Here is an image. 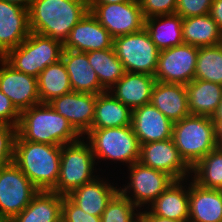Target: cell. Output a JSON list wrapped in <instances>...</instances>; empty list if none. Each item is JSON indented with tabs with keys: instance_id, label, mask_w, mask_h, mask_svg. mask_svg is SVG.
Returning <instances> with one entry per match:
<instances>
[{
	"instance_id": "obj_46",
	"label": "cell",
	"mask_w": 222,
	"mask_h": 222,
	"mask_svg": "<svg viewBox=\"0 0 222 222\" xmlns=\"http://www.w3.org/2000/svg\"><path fill=\"white\" fill-rule=\"evenodd\" d=\"M0 222H10V220L0 216Z\"/></svg>"
},
{
	"instance_id": "obj_10",
	"label": "cell",
	"mask_w": 222,
	"mask_h": 222,
	"mask_svg": "<svg viewBox=\"0 0 222 222\" xmlns=\"http://www.w3.org/2000/svg\"><path fill=\"white\" fill-rule=\"evenodd\" d=\"M89 11L114 39L144 28L145 18L139 0L122 3H88Z\"/></svg>"
},
{
	"instance_id": "obj_11",
	"label": "cell",
	"mask_w": 222,
	"mask_h": 222,
	"mask_svg": "<svg viewBox=\"0 0 222 222\" xmlns=\"http://www.w3.org/2000/svg\"><path fill=\"white\" fill-rule=\"evenodd\" d=\"M39 190L11 162L0 168V216L11 220L21 213Z\"/></svg>"
},
{
	"instance_id": "obj_45",
	"label": "cell",
	"mask_w": 222,
	"mask_h": 222,
	"mask_svg": "<svg viewBox=\"0 0 222 222\" xmlns=\"http://www.w3.org/2000/svg\"><path fill=\"white\" fill-rule=\"evenodd\" d=\"M218 142L222 146V126L218 129Z\"/></svg>"
},
{
	"instance_id": "obj_25",
	"label": "cell",
	"mask_w": 222,
	"mask_h": 222,
	"mask_svg": "<svg viewBox=\"0 0 222 222\" xmlns=\"http://www.w3.org/2000/svg\"><path fill=\"white\" fill-rule=\"evenodd\" d=\"M63 196L54 191H38L29 205L10 222H61Z\"/></svg>"
},
{
	"instance_id": "obj_41",
	"label": "cell",
	"mask_w": 222,
	"mask_h": 222,
	"mask_svg": "<svg viewBox=\"0 0 222 222\" xmlns=\"http://www.w3.org/2000/svg\"><path fill=\"white\" fill-rule=\"evenodd\" d=\"M140 222H182L153 215L149 209L140 211Z\"/></svg>"
},
{
	"instance_id": "obj_26",
	"label": "cell",
	"mask_w": 222,
	"mask_h": 222,
	"mask_svg": "<svg viewBox=\"0 0 222 222\" xmlns=\"http://www.w3.org/2000/svg\"><path fill=\"white\" fill-rule=\"evenodd\" d=\"M132 110L117 100L110 91L97 94L91 129L131 125Z\"/></svg>"
},
{
	"instance_id": "obj_44",
	"label": "cell",
	"mask_w": 222,
	"mask_h": 222,
	"mask_svg": "<svg viewBox=\"0 0 222 222\" xmlns=\"http://www.w3.org/2000/svg\"><path fill=\"white\" fill-rule=\"evenodd\" d=\"M131 0H88V3H104V4H113V3H122L128 2Z\"/></svg>"
},
{
	"instance_id": "obj_8",
	"label": "cell",
	"mask_w": 222,
	"mask_h": 222,
	"mask_svg": "<svg viewBox=\"0 0 222 222\" xmlns=\"http://www.w3.org/2000/svg\"><path fill=\"white\" fill-rule=\"evenodd\" d=\"M113 48L126 72L154 76L160 51L145 28L114 38Z\"/></svg>"
},
{
	"instance_id": "obj_30",
	"label": "cell",
	"mask_w": 222,
	"mask_h": 222,
	"mask_svg": "<svg viewBox=\"0 0 222 222\" xmlns=\"http://www.w3.org/2000/svg\"><path fill=\"white\" fill-rule=\"evenodd\" d=\"M37 84L41 103H49L72 91L69 75L62 59L41 71L37 77Z\"/></svg>"
},
{
	"instance_id": "obj_39",
	"label": "cell",
	"mask_w": 222,
	"mask_h": 222,
	"mask_svg": "<svg viewBox=\"0 0 222 222\" xmlns=\"http://www.w3.org/2000/svg\"><path fill=\"white\" fill-rule=\"evenodd\" d=\"M19 121L20 112L9 97L0 90V123L17 127Z\"/></svg>"
},
{
	"instance_id": "obj_12",
	"label": "cell",
	"mask_w": 222,
	"mask_h": 222,
	"mask_svg": "<svg viewBox=\"0 0 222 222\" xmlns=\"http://www.w3.org/2000/svg\"><path fill=\"white\" fill-rule=\"evenodd\" d=\"M199 47L182 43L159 52L156 81L187 85L194 80Z\"/></svg>"
},
{
	"instance_id": "obj_40",
	"label": "cell",
	"mask_w": 222,
	"mask_h": 222,
	"mask_svg": "<svg viewBox=\"0 0 222 222\" xmlns=\"http://www.w3.org/2000/svg\"><path fill=\"white\" fill-rule=\"evenodd\" d=\"M210 15L222 30V0H213Z\"/></svg>"
},
{
	"instance_id": "obj_22",
	"label": "cell",
	"mask_w": 222,
	"mask_h": 222,
	"mask_svg": "<svg viewBox=\"0 0 222 222\" xmlns=\"http://www.w3.org/2000/svg\"><path fill=\"white\" fill-rule=\"evenodd\" d=\"M150 103L173 123L191 115L186 87L183 84L156 81Z\"/></svg>"
},
{
	"instance_id": "obj_32",
	"label": "cell",
	"mask_w": 222,
	"mask_h": 222,
	"mask_svg": "<svg viewBox=\"0 0 222 222\" xmlns=\"http://www.w3.org/2000/svg\"><path fill=\"white\" fill-rule=\"evenodd\" d=\"M191 180L206 189L222 190V146L211 150L191 168Z\"/></svg>"
},
{
	"instance_id": "obj_17",
	"label": "cell",
	"mask_w": 222,
	"mask_h": 222,
	"mask_svg": "<svg viewBox=\"0 0 222 222\" xmlns=\"http://www.w3.org/2000/svg\"><path fill=\"white\" fill-rule=\"evenodd\" d=\"M173 124L151 103L132 110L131 126L140 144L172 138Z\"/></svg>"
},
{
	"instance_id": "obj_4",
	"label": "cell",
	"mask_w": 222,
	"mask_h": 222,
	"mask_svg": "<svg viewBox=\"0 0 222 222\" xmlns=\"http://www.w3.org/2000/svg\"><path fill=\"white\" fill-rule=\"evenodd\" d=\"M172 139L190 168L219 146L218 129L208 116L189 115L174 122Z\"/></svg>"
},
{
	"instance_id": "obj_31",
	"label": "cell",
	"mask_w": 222,
	"mask_h": 222,
	"mask_svg": "<svg viewBox=\"0 0 222 222\" xmlns=\"http://www.w3.org/2000/svg\"><path fill=\"white\" fill-rule=\"evenodd\" d=\"M87 56L90 65L96 72L100 85L106 91H109L126 72L113 47L87 52Z\"/></svg>"
},
{
	"instance_id": "obj_38",
	"label": "cell",
	"mask_w": 222,
	"mask_h": 222,
	"mask_svg": "<svg viewBox=\"0 0 222 222\" xmlns=\"http://www.w3.org/2000/svg\"><path fill=\"white\" fill-rule=\"evenodd\" d=\"M61 222H101V217L84 213L67 196H63Z\"/></svg>"
},
{
	"instance_id": "obj_14",
	"label": "cell",
	"mask_w": 222,
	"mask_h": 222,
	"mask_svg": "<svg viewBox=\"0 0 222 222\" xmlns=\"http://www.w3.org/2000/svg\"><path fill=\"white\" fill-rule=\"evenodd\" d=\"M0 65V90L20 113L41 103L36 77L16 70L3 57Z\"/></svg>"
},
{
	"instance_id": "obj_16",
	"label": "cell",
	"mask_w": 222,
	"mask_h": 222,
	"mask_svg": "<svg viewBox=\"0 0 222 222\" xmlns=\"http://www.w3.org/2000/svg\"><path fill=\"white\" fill-rule=\"evenodd\" d=\"M112 47L113 38L110 33L90 11L71 29L63 44V49L86 53Z\"/></svg>"
},
{
	"instance_id": "obj_7",
	"label": "cell",
	"mask_w": 222,
	"mask_h": 222,
	"mask_svg": "<svg viewBox=\"0 0 222 222\" xmlns=\"http://www.w3.org/2000/svg\"><path fill=\"white\" fill-rule=\"evenodd\" d=\"M85 136L96 161L97 159L120 161V163H126L128 167L139 161L141 144L131 125L90 129Z\"/></svg>"
},
{
	"instance_id": "obj_33",
	"label": "cell",
	"mask_w": 222,
	"mask_h": 222,
	"mask_svg": "<svg viewBox=\"0 0 222 222\" xmlns=\"http://www.w3.org/2000/svg\"><path fill=\"white\" fill-rule=\"evenodd\" d=\"M194 79L222 85V44L199 47Z\"/></svg>"
},
{
	"instance_id": "obj_5",
	"label": "cell",
	"mask_w": 222,
	"mask_h": 222,
	"mask_svg": "<svg viewBox=\"0 0 222 222\" xmlns=\"http://www.w3.org/2000/svg\"><path fill=\"white\" fill-rule=\"evenodd\" d=\"M95 164L92 148L89 142H84V136L61 146L59 178L52 191L67 196L83 184L91 182L97 177L93 175Z\"/></svg>"
},
{
	"instance_id": "obj_28",
	"label": "cell",
	"mask_w": 222,
	"mask_h": 222,
	"mask_svg": "<svg viewBox=\"0 0 222 222\" xmlns=\"http://www.w3.org/2000/svg\"><path fill=\"white\" fill-rule=\"evenodd\" d=\"M191 115L211 117L222 97V85L194 79L185 85Z\"/></svg>"
},
{
	"instance_id": "obj_36",
	"label": "cell",
	"mask_w": 222,
	"mask_h": 222,
	"mask_svg": "<svg viewBox=\"0 0 222 222\" xmlns=\"http://www.w3.org/2000/svg\"><path fill=\"white\" fill-rule=\"evenodd\" d=\"M213 0H177L175 13L182 18L210 14Z\"/></svg>"
},
{
	"instance_id": "obj_1",
	"label": "cell",
	"mask_w": 222,
	"mask_h": 222,
	"mask_svg": "<svg viewBox=\"0 0 222 222\" xmlns=\"http://www.w3.org/2000/svg\"><path fill=\"white\" fill-rule=\"evenodd\" d=\"M88 11V0H33L30 31L64 44L71 29Z\"/></svg>"
},
{
	"instance_id": "obj_15",
	"label": "cell",
	"mask_w": 222,
	"mask_h": 222,
	"mask_svg": "<svg viewBox=\"0 0 222 222\" xmlns=\"http://www.w3.org/2000/svg\"><path fill=\"white\" fill-rule=\"evenodd\" d=\"M96 96L92 93L71 91L53 99L48 104L83 136L92 126Z\"/></svg>"
},
{
	"instance_id": "obj_23",
	"label": "cell",
	"mask_w": 222,
	"mask_h": 222,
	"mask_svg": "<svg viewBox=\"0 0 222 222\" xmlns=\"http://www.w3.org/2000/svg\"><path fill=\"white\" fill-rule=\"evenodd\" d=\"M184 181L175 180L147 207L149 211L163 218L189 222V186Z\"/></svg>"
},
{
	"instance_id": "obj_34",
	"label": "cell",
	"mask_w": 222,
	"mask_h": 222,
	"mask_svg": "<svg viewBox=\"0 0 222 222\" xmlns=\"http://www.w3.org/2000/svg\"><path fill=\"white\" fill-rule=\"evenodd\" d=\"M137 209L127 197L118 191L103 211L101 222H140V211Z\"/></svg>"
},
{
	"instance_id": "obj_37",
	"label": "cell",
	"mask_w": 222,
	"mask_h": 222,
	"mask_svg": "<svg viewBox=\"0 0 222 222\" xmlns=\"http://www.w3.org/2000/svg\"><path fill=\"white\" fill-rule=\"evenodd\" d=\"M144 18L174 14L177 0H139Z\"/></svg>"
},
{
	"instance_id": "obj_9",
	"label": "cell",
	"mask_w": 222,
	"mask_h": 222,
	"mask_svg": "<svg viewBox=\"0 0 222 222\" xmlns=\"http://www.w3.org/2000/svg\"><path fill=\"white\" fill-rule=\"evenodd\" d=\"M128 169L130 181L124 188L120 187L119 191L139 210L142 206L147 209V206L175 181L167 173L144 166L139 161L130 165Z\"/></svg>"
},
{
	"instance_id": "obj_6",
	"label": "cell",
	"mask_w": 222,
	"mask_h": 222,
	"mask_svg": "<svg viewBox=\"0 0 222 222\" xmlns=\"http://www.w3.org/2000/svg\"><path fill=\"white\" fill-rule=\"evenodd\" d=\"M62 52L61 42L30 32L20 45L10 49L3 58L16 70L37 78L48 65L61 60Z\"/></svg>"
},
{
	"instance_id": "obj_35",
	"label": "cell",
	"mask_w": 222,
	"mask_h": 222,
	"mask_svg": "<svg viewBox=\"0 0 222 222\" xmlns=\"http://www.w3.org/2000/svg\"><path fill=\"white\" fill-rule=\"evenodd\" d=\"M17 127L0 123V168L14 160V141Z\"/></svg>"
},
{
	"instance_id": "obj_13",
	"label": "cell",
	"mask_w": 222,
	"mask_h": 222,
	"mask_svg": "<svg viewBox=\"0 0 222 222\" xmlns=\"http://www.w3.org/2000/svg\"><path fill=\"white\" fill-rule=\"evenodd\" d=\"M139 162L144 166L165 172L175 180L190 178L191 168L179 155L172 138L141 144Z\"/></svg>"
},
{
	"instance_id": "obj_24",
	"label": "cell",
	"mask_w": 222,
	"mask_h": 222,
	"mask_svg": "<svg viewBox=\"0 0 222 222\" xmlns=\"http://www.w3.org/2000/svg\"><path fill=\"white\" fill-rule=\"evenodd\" d=\"M189 185V222H222V190Z\"/></svg>"
},
{
	"instance_id": "obj_18",
	"label": "cell",
	"mask_w": 222,
	"mask_h": 222,
	"mask_svg": "<svg viewBox=\"0 0 222 222\" xmlns=\"http://www.w3.org/2000/svg\"><path fill=\"white\" fill-rule=\"evenodd\" d=\"M29 10L0 0V57L30 34Z\"/></svg>"
},
{
	"instance_id": "obj_43",
	"label": "cell",
	"mask_w": 222,
	"mask_h": 222,
	"mask_svg": "<svg viewBox=\"0 0 222 222\" xmlns=\"http://www.w3.org/2000/svg\"><path fill=\"white\" fill-rule=\"evenodd\" d=\"M2 1L20 6L22 8L29 10L33 0H2Z\"/></svg>"
},
{
	"instance_id": "obj_20",
	"label": "cell",
	"mask_w": 222,
	"mask_h": 222,
	"mask_svg": "<svg viewBox=\"0 0 222 222\" xmlns=\"http://www.w3.org/2000/svg\"><path fill=\"white\" fill-rule=\"evenodd\" d=\"M155 83L153 75L125 72L109 91L117 100L133 110L150 103Z\"/></svg>"
},
{
	"instance_id": "obj_42",
	"label": "cell",
	"mask_w": 222,
	"mask_h": 222,
	"mask_svg": "<svg viewBox=\"0 0 222 222\" xmlns=\"http://www.w3.org/2000/svg\"><path fill=\"white\" fill-rule=\"evenodd\" d=\"M211 119L217 129L222 126V97L215 113L211 116Z\"/></svg>"
},
{
	"instance_id": "obj_29",
	"label": "cell",
	"mask_w": 222,
	"mask_h": 222,
	"mask_svg": "<svg viewBox=\"0 0 222 222\" xmlns=\"http://www.w3.org/2000/svg\"><path fill=\"white\" fill-rule=\"evenodd\" d=\"M182 33L185 44L197 47L222 44V30L210 14L183 18Z\"/></svg>"
},
{
	"instance_id": "obj_2",
	"label": "cell",
	"mask_w": 222,
	"mask_h": 222,
	"mask_svg": "<svg viewBox=\"0 0 222 222\" xmlns=\"http://www.w3.org/2000/svg\"><path fill=\"white\" fill-rule=\"evenodd\" d=\"M61 146L23 140L16 134L13 162L39 191H52L60 171Z\"/></svg>"
},
{
	"instance_id": "obj_19",
	"label": "cell",
	"mask_w": 222,
	"mask_h": 222,
	"mask_svg": "<svg viewBox=\"0 0 222 222\" xmlns=\"http://www.w3.org/2000/svg\"><path fill=\"white\" fill-rule=\"evenodd\" d=\"M98 176L91 182L73 190L67 197L84 213L101 217L107 204L119 191V188Z\"/></svg>"
},
{
	"instance_id": "obj_21",
	"label": "cell",
	"mask_w": 222,
	"mask_h": 222,
	"mask_svg": "<svg viewBox=\"0 0 222 222\" xmlns=\"http://www.w3.org/2000/svg\"><path fill=\"white\" fill-rule=\"evenodd\" d=\"M61 59L69 75L72 91L96 95L106 91L100 85L86 52L63 49Z\"/></svg>"
},
{
	"instance_id": "obj_3",
	"label": "cell",
	"mask_w": 222,
	"mask_h": 222,
	"mask_svg": "<svg viewBox=\"0 0 222 222\" xmlns=\"http://www.w3.org/2000/svg\"><path fill=\"white\" fill-rule=\"evenodd\" d=\"M17 134L26 141L63 146L82 137L66 118L48 103H39L20 113Z\"/></svg>"
},
{
	"instance_id": "obj_27",
	"label": "cell",
	"mask_w": 222,
	"mask_h": 222,
	"mask_svg": "<svg viewBox=\"0 0 222 222\" xmlns=\"http://www.w3.org/2000/svg\"><path fill=\"white\" fill-rule=\"evenodd\" d=\"M183 18L176 13L145 19L144 28L159 51L181 45Z\"/></svg>"
}]
</instances>
